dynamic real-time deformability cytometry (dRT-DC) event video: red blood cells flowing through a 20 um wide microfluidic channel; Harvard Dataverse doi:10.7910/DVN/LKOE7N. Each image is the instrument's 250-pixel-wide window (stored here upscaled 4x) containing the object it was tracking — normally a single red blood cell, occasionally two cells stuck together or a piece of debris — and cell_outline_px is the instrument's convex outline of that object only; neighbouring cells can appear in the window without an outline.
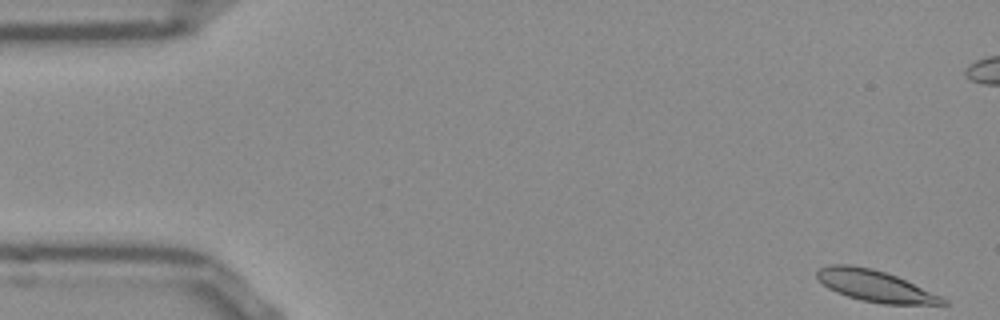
{"species": "Egyptian fruit bat (a non-hibernating species)", "species_latin": "Rousettus aegyptiacus", "temperature_condition": "room temperature", "stored_images_in_passage": 53, "camera_frame_rate_fps": 3000, "um_per_image_px": 0.085, "frame": {"image": 1, "passage_image": 1, "time_ms": 0.0, "image_size_px": [1000, 320], "cell_outline_px": [[948, 304], [884, 304], [864, 300], [848, 296], [836, 292], [828, 288], [816, 276], [816, 272], [820, 268], [832, 264], [848, 264], [872, 268], [896, 276], [940, 296], [948, 300]], "centroid_in_image_um": [74.36, 24.29], "position_along_channel_um": 10.6, "area_um2": 22.54}}
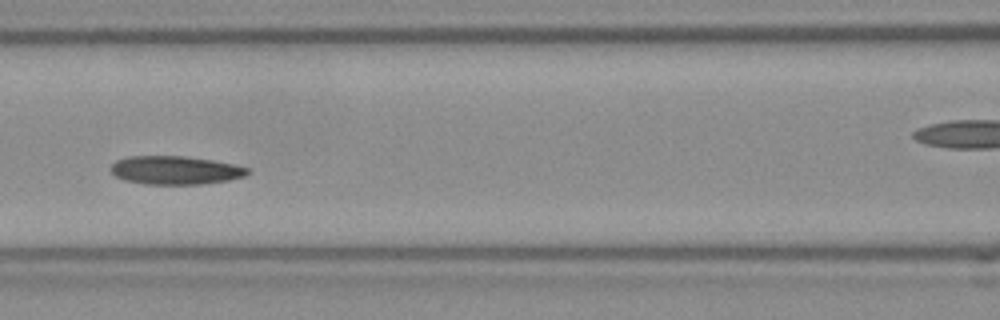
{"frame": {"image": 2, "passage_image": 22, "time_ms": 7.0, "image_size_px": [1000, 320], "cell_outline_px": [[248, 172], [244, 176], [228, 180], [200, 184], [144, 184], [124, 180], [116, 176], [112, 172], [112, 164], [116, 160], [128, 156], [184, 156], [212, 160], [232, 164], [248, 168]], "centroid_in_image_um": [14.87, 14.46], "position_along_channel_um": 151.7, "area_um2": 22.43}}
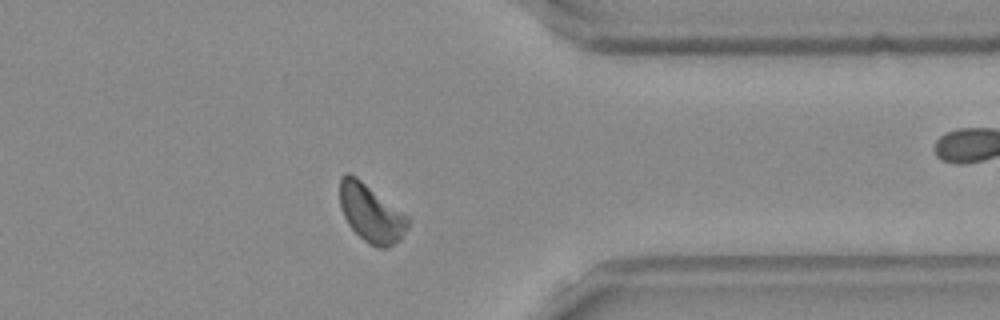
{"frame": {"image": 3, "passage_image": 41, "time_ms": 13.333, "image_size_px": [1000, 320], "cell_outline_px": [[408, 228], [400, 240], [388, 248], [376, 248], [364, 240], [348, 224], [340, 208], [340, 176], [344, 172], [348, 172], [356, 176], [408, 216]], "centroid_in_image_um": [31.53, 18.12], "position_along_channel_um": 379.9, "area_um2": 22.95}, "authors_computed_cell_mechanics": {"area_um2": 22.5998, "velocity_mm_per_s": 3.7871, "shape_relaxation_time_tau1_ms": 2.8805, "shape_relaxation_time_tau2_ms": 2.7496, "deformation_change_tau1": 0.1183, "deformation_change_tau2": 0.0818}}